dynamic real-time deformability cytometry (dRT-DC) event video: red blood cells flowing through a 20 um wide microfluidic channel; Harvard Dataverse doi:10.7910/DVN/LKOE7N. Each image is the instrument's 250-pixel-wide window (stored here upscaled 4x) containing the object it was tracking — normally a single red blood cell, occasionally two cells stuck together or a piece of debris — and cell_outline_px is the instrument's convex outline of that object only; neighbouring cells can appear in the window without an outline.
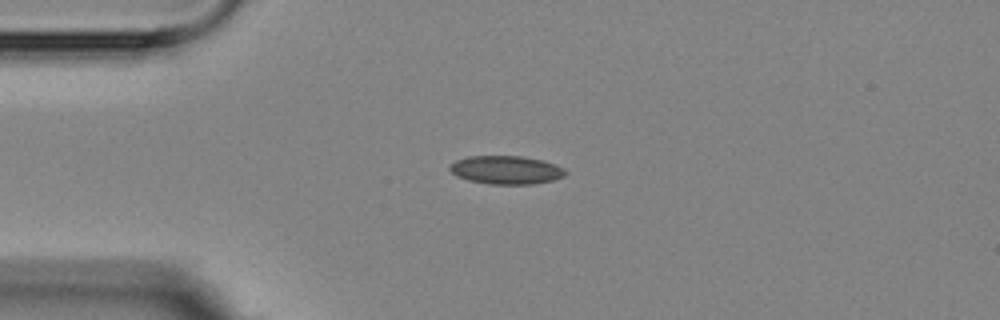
{"species": "Egyptian fruit bat (a non-hibernating species)", "species_latin": "Rousettus aegyptiacus", "temperature_condition": "room temperature", "stored_images_in_passage": 3, "camera_frame_rate_fps": 3000, "um_per_image_px": 0.085, "animal": {"sex": "female"}, "frame": {"image": 1, "passage_image": 3, "time_ms": 2.333, "image_size_px": [1000, 320], "cell_outline_px": [[568, 172], [564, 176], [552, 180], [532, 184], [488, 184], [468, 180], [456, 176], [448, 168], [448, 164], [456, 160], [468, 156], [520, 156], [544, 160], [556, 164], [564, 168]], "centroid_in_image_um": [43.01, 14.44], "position_along_channel_um": 42.0, "area_um2": 19.31}}